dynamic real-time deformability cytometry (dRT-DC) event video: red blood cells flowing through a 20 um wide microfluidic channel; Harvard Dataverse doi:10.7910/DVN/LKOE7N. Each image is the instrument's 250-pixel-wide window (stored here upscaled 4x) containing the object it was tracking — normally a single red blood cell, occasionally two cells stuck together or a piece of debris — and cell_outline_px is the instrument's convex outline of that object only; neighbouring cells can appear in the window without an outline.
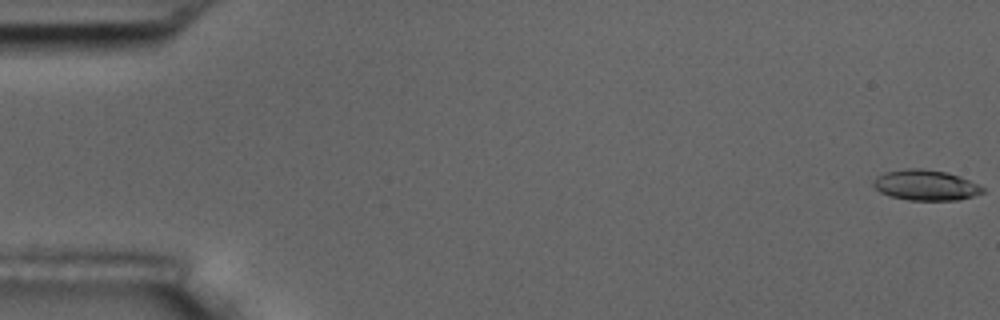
{"species": "common noctule bat (a hibernating species)", "species_latin": "Nyctalus noctula", "temperature_condition": "room temperature", "stored_images_in_passage": 57, "camera_frame_rate_fps": 3000, "um_per_image_px": 0.085, "animal": {"sex": "male", "body_mass_g": 17.5, "forearm_length_mm": 52.3}, "frame": {"image": 1, "passage_image": 1, "time_ms": 0.0, "image_size_px": [1000, 320], "cell_outline_px": [[984, 192], [960, 200], [908, 200], [888, 196], [880, 192], [872, 184], [872, 180], [876, 176], [884, 172], [908, 168], [920, 168], [948, 172], [960, 176], [980, 184], [984, 188]], "centroid_in_image_um": [78.67, 15.73], "position_along_channel_um": 6.3, "area_um2": 19.71}}
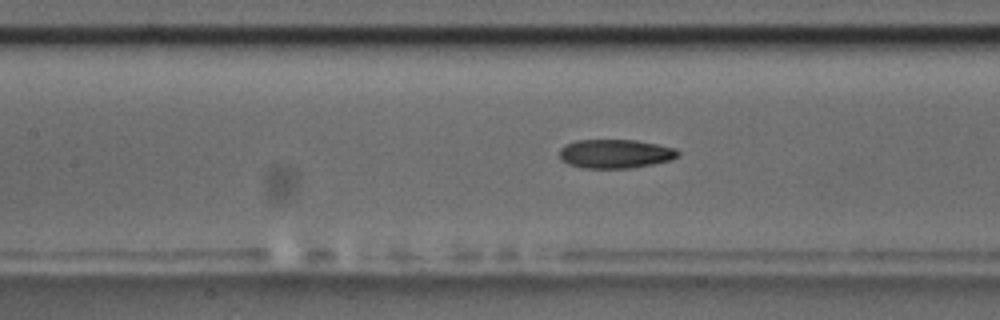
{"frame": {"image": 2, "passage_image": 26, "time_ms": 8.333, "image_size_px": [1000, 320], "cell_outline_px": [[680, 156], [672, 160], [632, 168], [584, 168], [568, 164], [560, 156], [560, 148], [564, 144], [576, 140], [636, 140], [676, 148], [680, 152]], "centroid_in_image_um": [52.33, 13.07], "position_along_channel_um": 155.1, "area_um2": 20.06}}
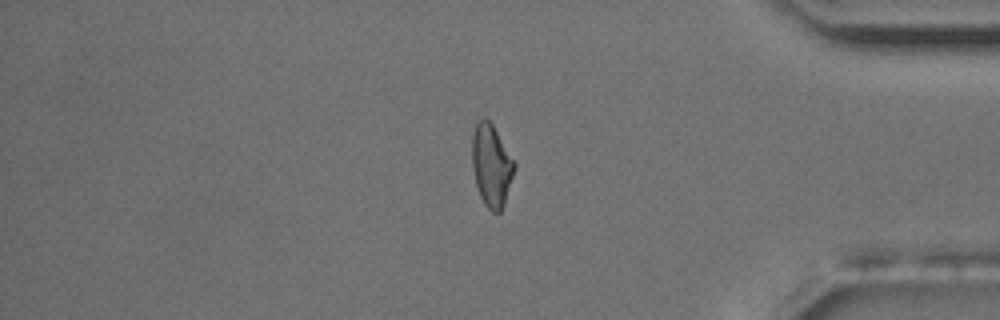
{"frame": {"image": 3, "passage_image": 48, "time_ms": 15.667, "image_size_px": [1000, 320], "cell_outline_px": [[516, 168], [504, 204], [500, 212], [492, 212], [484, 204], [480, 196], [476, 184], [472, 168], [472, 132], [476, 124], [480, 120], [488, 120], [492, 124], [516, 164]], "centroid_in_image_um": [41.77, 14.09], "position_along_channel_um": 393.4, "area_um2": 20.11}, "authors_computed_cell_mechanics": {"area_um2": 20.1144, "velocity_mm_per_s": 3.6051, "shape_relaxation_time_tau1_ms": 9.1749, "shape_relaxation_time_tau2_ms": 3.241, "deformation_change_tau1": 0.1983, "deformation_change_tau2": 0.1052}}